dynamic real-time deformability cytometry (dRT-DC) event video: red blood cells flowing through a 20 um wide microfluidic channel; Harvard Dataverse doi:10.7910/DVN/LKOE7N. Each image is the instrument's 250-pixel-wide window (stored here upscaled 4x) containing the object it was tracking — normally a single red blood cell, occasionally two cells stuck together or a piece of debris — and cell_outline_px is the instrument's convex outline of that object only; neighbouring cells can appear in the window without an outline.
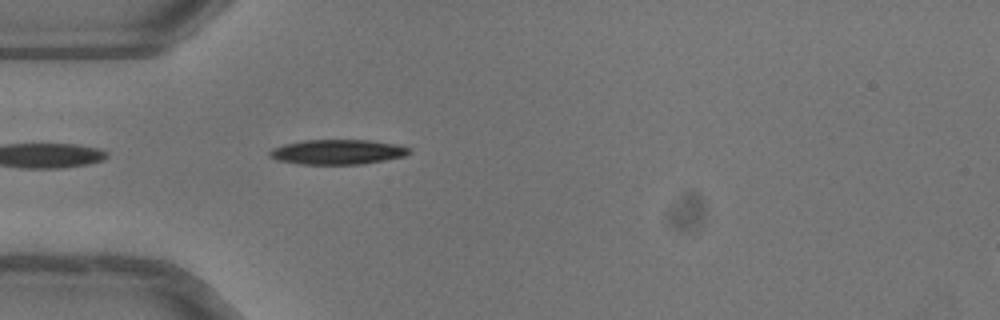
{"species": "common noctule bat (a hibernating species)", "species_latin": "Nyctalus noctula", "temperature_condition": "warm", "stored_images_in_passage": 35, "camera_frame_rate_fps": 3000, "um_per_image_px": 0.085, "animal": {"sex": "female"}, "frame": {"image": 1, "passage_image": 1, "time_ms": 0.0, "image_size_px": [1000, 320], "cell_outline_px": [[412, 152], [404, 156], [364, 164], [300, 164], [276, 160], [268, 156], [268, 152], [272, 148], [284, 144], [304, 140], [368, 140], [396, 144], [408, 148]], "centroid_in_image_um": [28.65, 12.92], "position_along_channel_um": 56.3, "area_um2": 20.23}, "authors_computed_cell_mechanics": {"area_um2": 20.4034, "velocity_mm_per_s": 4.0541, "shape_relaxation_time_tau1_ms": 2.9576, "shape_relaxation_time_tau2_ms": null, "deformation_change_tau1": 0.1536, "deformation_change_tau2": null}}